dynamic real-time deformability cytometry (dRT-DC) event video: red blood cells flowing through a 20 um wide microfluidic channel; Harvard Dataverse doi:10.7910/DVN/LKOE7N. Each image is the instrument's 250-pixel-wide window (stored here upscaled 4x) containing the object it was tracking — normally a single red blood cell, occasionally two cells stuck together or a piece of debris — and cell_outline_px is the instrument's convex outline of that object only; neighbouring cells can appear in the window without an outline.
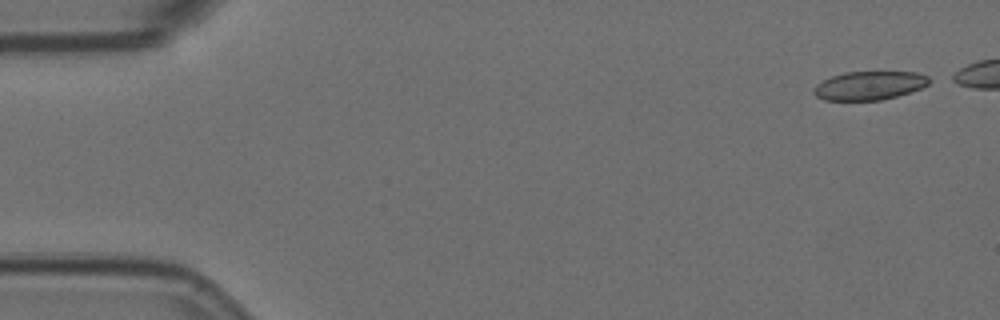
{"species": "Egyptian fruit bat (a non-hibernating species)", "species_latin": "Rousettus aegyptiacus", "temperature_condition": "room temperature", "stored_images_in_passage": 6, "camera_frame_rate_fps": 3000, "um_per_image_px": 0.085, "animal": {"sex": "female"}, "frame": {"image": 1, "passage_image": 1, "time_ms": 0.0, "image_size_px": [1000, 320], "cell_outline_px": [[936, 80], [920, 88], [896, 96], [880, 100], [824, 100], [816, 96], [812, 92], [816, 84], [832, 76], [844, 72], [916, 72], [928, 76]], "centroid_in_image_um": [73.91, 7.26], "position_along_channel_um": 11.1, "area_um2": 19.25}}